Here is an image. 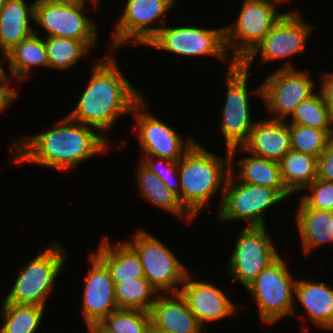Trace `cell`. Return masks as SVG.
Wrapping results in <instances>:
<instances>
[{
	"mask_svg": "<svg viewBox=\"0 0 333 333\" xmlns=\"http://www.w3.org/2000/svg\"><path fill=\"white\" fill-rule=\"evenodd\" d=\"M148 333H169V332L161 331V330H159V329L154 328V327L151 325V327H150Z\"/></svg>",
	"mask_w": 333,
	"mask_h": 333,
	"instance_id": "43",
	"label": "cell"
},
{
	"mask_svg": "<svg viewBox=\"0 0 333 333\" xmlns=\"http://www.w3.org/2000/svg\"><path fill=\"white\" fill-rule=\"evenodd\" d=\"M191 277L192 274L188 272L180 293L203 327L209 322L222 320L236 312V304L234 305L223 290L208 281L199 282Z\"/></svg>",
	"mask_w": 333,
	"mask_h": 333,
	"instance_id": "19",
	"label": "cell"
},
{
	"mask_svg": "<svg viewBox=\"0 0 333 333\" xmlns=\"http://www.w3.org/2000/svg\"><path fill=\"white\" fill-rule=\"evenodd\" d=\"M297 279L296 299L303 305L308 320L324 330H333V288L327 283Z\"/></svg>",
	"mask_w": 333,
	"mask_h": 333,
	"instance_id": "22",
	"label": "cell"
},
{
	"mask_svg": "<svg viewBox=\"0 0 333 333\" xmlns=\"http://www.w3.org/2000/svg\"><path fill=\"white\" fill-rule=\"evenodd\" d=\"M295 213L302 250L306 255L323 244H333V212L297 208Z\"/></svg>",
	"mask_w": 333,
	"mask_h": 333,
	"instance_id": "24",
	"label": "cell"
},
{
	"mask_svg": "<svg viewBox=\"0 0 333 333\" xmlns=\"http://www.w3.org/2000/svg\"><path fill=\"white\" fill-rule=\"evenodd\" d=\"M292 150L319 157L330 136L323 130L305 125L289 124Z\"/></svg>",
	"mask_w": 333,
	"mask_h": 333,
	"instance_id": "34",
	"label": "cell"
},
{
	"mask_svg": "<svg viewBox=\"0 0 333 333\" xmlns=\"http://www.w3.org/2000/svg\"><path fill=\"white\" fill-rule=\"evenodd\" d=\"M19 97L17 89H0V114L8 110L12 102Z\"/></svg>",
	"mask_w": 333,
	"mask_h": 333,
	"instance_id": "39",
	"label": "cell"
},
{
	"mask_svg": "<svg viewBox=\"0 0 333 333\" xmlns=\"http://www.w3.org/2000/svg\"><path fill=\"white\" fill-rule=\"evenodd\" d=\"M316 179L333 182V137L330 138L326 148L318 157Z\"/></svg>",
	"mask_w": 333,
	"mask_h": 333,
	"instance_id": "37",
	"label": "cell"
},
{
	"mask_svg": "<svg viewBox=\"0 0 333 333\" xmlns=\"http://www.w3.org/2000/svg\"><path fill=\"white\" fill-rule=\"evenodd\" d=\"M8 0H0V10L2 9V7L6 4Z\"/></svg>",
	"mask_w": 333,
	"mask_h": 333,
	"instance_id": "46",
	"label": "cell"
},
{
	"mask_svg": "<svg viewBox=\"0 0 333 333\" xmlns=\"http://www.w3.org/2000/svg\"><path fill=\"white\" fill-rule=\"evenodd\" d=\"M290 119L288 124L305 125L323 130L333 137V115L318 90L295 108Z\"/></svg>",
	"mask_w": 333,
	"mask_h": 333,
	"instance_id": "31",
	"label": "cell"
},
{
	"mask_svg": "<svg viewBox=\"0 0 333 333\" xmlns=\"http://www.w3.org/2000/svg\"><path fill=\"white\" fill-rule=\"evenodd\" d=\"M37 29L28 38L22 40L17 46L5 56L8 61L10 74L18 81H24L30 76L34 67H48V58L45 42L39 36Z\"/></svg>",
	"mask_w": 333,
	"mask_h": 333,
	"instance_id": "27",
	"label": "cell"
},
{
	"mask_svg": "<svg viewBox=\"0 0 333 333\" xmlns=\"http://www.w3.org/2000/svg\"><path fill=\"white\" fill-rule=\"evenodd\" d=\"M287 0H244L234 23L224 26L227 53L235 63H240L270 32L281 18L277 4ZM232 49V50H231ZM232 51V55L229 51Z\"/></svg>",
	"mask_w": 333,
	"mask_h": 333,
	"instance_id": "6",
	"label": "cell"
},
{
	"mask_svg": "<svg viewBox=\"0 0 333 333\" xmlns=\"http://www.w3.org/2000/svg\"><path fill=\"white\" fill-rule=\"evenodd\" d=\"M320 77L319 91L322 94L325 104L333 115V72L321 73Z\"/></svg>",
	"mask_w": 333,
	"mask_h": 333,
	"instance_id": "38",
	"label": "cell"
},
{
	"mask_svg": "<svg viewBox=\"0 0 333 333\" xmlns=\"http://www.w3.org/2000/svg\"><path fill=\"white\" fill-rule=\"evenodd\" d=\"M48 67L67 70L91 54V49L82 41L63 37H45Z\"/></svg>",
	"mask_w": 333,
	"mask_h": 333,
	"instance_id": "32",
	"label": "cell"
},
{
	"mask_svg": "<svg viewBox=\"0 0 333 333\" xmlns=\"http://www.w3.org/2000/svg\"><path fill=\"white\" fill-rule=\"evenodd\" d=\"M8 0L0 10V54L6 55L22 40L34 33L30 23L34 21L35 0Z\"/></svg>",
	"mask_w": 333,
	"mask_h": 333,
	"instance_id": "21",
	"label": "cell"
},
{
	"mask_svg": "<svg viewBox=\"0 0 333 333\" xmlns=\"http://www.w3.org/2000/svg\"><path fill=\"white\" fill-rule=\"evenodd\" d=\"M301 332L300 333H307V331H308V327L307 326H304V325H302V327H301V330H300Z\"/></svg>",
	"mask_w": 333,
	"mask_h": 333,
	"instance_id": "45",
	"label": "cell"
},
{
	"mask_svg": "<svg viewBox=\"0 0 333 333\" xmlns=\"http://www.w3.org/2000/svg\"><path fill=\"white\" fill-rule=\"evenodd\" d=\"M249 72L240 63H229L223 77L227 93L220 128L228 150L242 146L248 140L256 121L251 117Z\"/></svg>",
	"mask_w": 333,
	"mask_h": 333,
	"instance_id": "10",
	"label": "cell"
},
{
	"mask_svg": "<svg viewBox=\"0 0 333 333\" xmlns=\"http://www.w3.org/2000/svg\"><path fill=\"white\" fill-rule=\"evenodd\" d=\"M286 199L275 189L239 181L231 172L217 212V222L245 221V226H266L265 213Z\"/></svg>",
	"mask_w": 333,
	"mask_h": 333,
	"instance_id": "7",
	"label": "cell"
},
{
	"mask_svg": "<svg viewBox=\"0 0 333 333\" xmlns=\"http://www.w3.org/2000/svg\"><path fill=\"white\" fill-rule=\"evenodd\" d=\"M284 63L253 92L262 98L266 110L271 113V119L287 120L295 108L312 96L316 89V83L307 70L300 71L289 61Z\"/></svg>",
	"mask_w": 333,
	"mask_h": 333,
	"instance_id": "8",
	"label": "cell"
},
{
	"mask_svg": "<svg viewBox=\"0 0 333 333\" xmlns=\"http://www.w3.org/2000/svg\"><path fill=\"white\" fill-rule=\"evenodd\" d=\"M1 58L6 59V56L2 54V56L0 57V89H14V88L9 87V85L11 83L10 79H12V78H10L8 76L9 74H7L3 65L1 64V61H2Z\"/></svg>",
	"mask_w": 333,
	"mask_h": 333,
	"instance_id": "40",
	"label": "cell"
},
{
	"mask_svg": "<svg viewBox=\"0 0 333 333\" xmlns=\"http://www.w3.org/2000/svg\"><path fill=\"white\" fill-rule=\"evenodd\" d=\"M99 245L93 253L107 266L114 283L144 277L140 257L126 241L112 245L104 235Z\"/></svg>",
	"mask_w": 333,
	"mask_h": 333,
	"instance_id": "23",
	"label": "cell"
},
{
	"mask_svg": "<svg viewBox=\"0 0 333 333\" xmlns=\"http://www.w3.org/2000/svg\"><path fill=\"white\" fill-rule=\"evenodd\" d=\"M46 307L3 302L0 333H35Z\"/></svg>",
	"mask_w": 333,
	"mask_h": 333,
	"instance_id": "29",
	"label": "cell"
},
{
	"mask_svg": "<svg viewBox=\"0 0 333 333\" xmlns=\"http://www.w3.org/2000/svg\"><path fill=\"white\" fill-rule=\"evenodd\" d=\"M287 266L280 254L246 288L265 324H276L286 315L295 316L293 301L297 279H294Z\"/></svg>",
	"mask_w": 333,
	"mask_h": 333,
	"instance_id": "5",
	"label": "cell"
},
{
	"mask_svg": "<svg viewBox=\"0 0 333 333\" xmlns=\"http://www.w3.org/2000/svg\"><path fill=\"white\" fill-rule=\"evenodd\" d=\"M84 1H86V0H84ZM90 3H91V5L93 6V7H97L98 5V2H99V0H88Z\"/></svg>",
	"mask_w": 333,
	"mask_h": 333,
	"instance_id": "44",
	"label": "cell"
},
{
	"mask_svg": "<svg viewBox=\"0 0 333 333\" xmlns=\"http://www.w3.org/2000/svg\"><path fill=\"white\" fill-rule=\"evenodd\" d=\"M175 0H127L119 21L112 30L111 49L121 45H146L160 31L161 27L149 26L157 21L163 23V15L173 8ZM162 18V19H161Z\"/></svg>",
	"mask_w": 333,
	"mask_h": 333,
	"instance_id": "15",
	"label": "cell"
},
{
	"mask_svg": "<svg viewBox=\"0 0 333 333\" xmlns=\"http://www.w3.org/2000/svg\"><path fill=\"white\" fill-rule=\"evenodd\" d=\"M249 154L235 162L239 170L235 173L231 169V173L241 182L275 189L285 199L291 197L282 181L279 162Z\"/></svg>",
	"mask_w": 333,
	"mask_h": 333,
	"instance_id": "26",
	"label": "cell"
},
{
	"mask_svg": "<svg viewBox=\"0 0 333 333\" xmlns=\"http://www.w3.org/2000/svg\"><path fill=\"white\" fill-rule=\"evenodd\" d=\"M310 193L302 194L298 208H312L333 212V182L315 179L304 190Z\"/></svg>",
	"mask_w": 333,
	"mask_h": 333,
	"instance_id": "36",
	"label": "cell"
},
{
	"mask_svg": "<svg viewBox=\"0 0 333 333\" xmlns=\"http://www.w3.org/2000/svg\"><path fill=\"white\" fill-rule=\"evenodd\" d=\"M292 149L291 133L287 120H256L248 140L238 147L229 150L231 169H233L237 152L251 153L255 156L279 162Z\"/></svg>",
	"mask_w": 333,
	"mask_h": 333,
	"instance_id": "18",
	"label": "cell"
},
{
	"mask_svg": "<svg viewBox=\"0 0 333 333\" xmlns=\"http://www.w3.org/2000/svg\"><path fill=\"white\" fill-rule=\"evenodd\" d=\"M94 129L65 115L46 132L11 141L14 152L9 165L35 164L61 173L75 170L81 162L99 153L106 154L113 145Z\"/></svg>",
	"mask_w": 333,
	"mask_h": 333,
	"instance_id": "1",
	"label": "cell"
},
{
	"mask_svg": "<svg viewBox=\"0 0 333 333\" xmlns=\"http://www.w3.org/2000/svg\"><path fill=\"white\" fill-rule=\"evenodd\" d=\"M136 170V182L138 185L139 196L147 202L170 212L171 214L185 219L186 223L191 224L194 217L182 206L179 198L168 187L161 182V179L139 163Z\"/></svg>",
	"mask_w": 333,
	"mask_h": 333,
	"instance_id": "25",
	"label": "cell"
},
{
	"mask_svg": "<svg viewBox=\"0 0 333 333\" xmlns=\"http://www.w3.org/2000/svg\"><path fill=\"white\" fill-rule=\"evenodd\" d=\"M297 12L296 9L284 12L270 32L240 62L246 70H250L259 52L261 64L304 53L314 26L304 22Z\"/></svg>",
	"mask_w": 333,
	"mask_h": 333,
	"instance_id": "14",
	"label": "cell"
},
{
	"mask_svg": "<svg viewBox=\"0 0 333 333\" xmlns=\"http://www.w3.org/2000/svg\"><path fill=\"white\" fill-rule=\"evenodd\" d=\"M145 46L185 57L213 56L225 64L235 63L229 55L224 41V26L207 29L193 26L164 27ZM227 60L229 61L227 63Z\"/></svg>",
	"mask_w": 333,
	"mask_h": 333,
	"instance_id": "11",
	"label": "cell"
},
{
	"mask_svg": "<svg viewBox=\"0 0 333 333\" xmlns=\"http://www.w3.org/2000/svg\"><path fill=\"white\" fill-rule=\"evenodd\" d=\"M131 238L125 241L139 255L144 277L159 294L179 293L189 271L174 252L144 229H138Z\"/></svg>",
	"mask_w": 333,
	"mask_h": 333,
	"instance_id": "9",
	"label": "cell"
},
{
	"mask_svg": "<svg viewBox=\"0 0 333 333\" xmlns=\"http://www.w3.org/2000/svg\"><path fill=\"white\" fill-rule=\"evenodd\" d=\"M151 325L169 333H203L181 293L159 294L150 311Z\"/></svg>",
	"mask_w": 333,
	"mask_h": 333,
	"instance_id": "20",
	"label": "cell"
},
{
	"mask_svg": "<svg viewBox=\"0 0 333 333\" xmlns=\"http://www.w3.org/2000/svg\"><path fill=\"white\" fill-rule=\"evenodd\" d=\"M317 161L318 157L292 149L279 161L282 181L292 195L317 178Z\"/></svg>",
	"mask_w": 333,
	"mask_h": 333,
	"instance_id": "28",
	"label": "cell"
},
{
	"mask_svg": "<svg viewBox=\"0 0 333 333\" xmlns=\"http://www.w3.org/2000/svg\"><path fill=\"white\" fill-rule=\"evenodd\" d=\"M85 1L51 3L35 0L34 21L48 34L46 37H63L82 40L90 49L98 44L97 26L84 13Z\"/></svg>",
	"mask_w": 333,
	"mask_h": 333,
	"instance_id": "12",
	"label": "cell"
},
{
	"mask_svg": "<svg viewBox=\"0 0 333 333\" xmlns=\"http://www.w3.org/2000/svg\"><path fill=\"white\" fill-rule=\"evenodd\" d=\"M99 324L109 333H148L151 317L148 311L117 309Z\"/></svg>",
	"mask_w": 333,
	"mask_h": 333,
	"instance_id": "33",
	"label": "cell"
},
{
	"mask_svg": "<svg viewBox=\"0 0 333 333\" xmlns=\"http://www.w3.org/2000/svg\"><path fill=\"white\" fill-rule=\"evenodd\" d=\"M144 100L142 98L131 113L137 124L136 130L132 132L137 133L142 155L179 161L195 144V139L191 137L183 139L173 127L148 113Z\"/></svg>",
	"mask_w": 333,
	"mask_h": 333,
	"instance_id": "16",
	"label": "cell"
},
{
	"mask_svg": "<svg viewBox=\"0 0 333 333\" xmlns=\"http://www.w3.org/2000/svg\"><path fill=\"white\" fill-rule=\"evenodd\" d=\"M156 159L157 161H154ZM139 162L149 171L156 174L161 179V182L178 196L180 201V177L178 173V161L159 157L156 158L151 155H142Z\"/></svg>",
	"mask_w": 333,
	"mask_h": 333,
	"instance_id": "35",
	"label": "cell"
},
{
	"mask_svg": "<svg viewBox=\"0 0 333 333\" xmlns=\"http://www.w3.org/2000/svg\"><path fill=\"white\" fill-rule=\"evenodd\" d=\"M266 226H244L228 259L230 276L247 288L279 255Z\"/></svg>",
	"mask_w": 333,
	"mask_h": 333,
	"instance_id": "13",
	"label": "cell"
},
{
	"mask_svg": "<svg viewBox=\"0 0 333 333\" xmlns=\"http://www.w3.org/2000/svg\"><path fill=\"white\" fill-rule=\"evenodd\" d=\"M65 248L57 241L29 260L18 276L3 302L40 305L45 307L48 295L55 287L57 277L65 265Z\"/></svg>",
	"mask_w": 333,
	"mask_h": 333,
	"instance_id": "4",
	"label": "cell"
},
{
	"mask_svg": "<svg viewBox=\"0 0 333 333\" xmlns=\"http://www.w3.org/2000/svg\"><path fill=\"white\" fill-rule=\"evenodd\" d=\"M225 153L222 159L195 142L178 161L180 203L195 219L218 191L222 200L231 172L229 150Z\"/></svg>",
	"mask_w": 333,
	"mask_h": 333,
	"instance_id": "3",
	"label": "cell"
},
{
	"mask_svg": "<svg viewBox=\"0 0 333 333\" xmlns=\"http://www.w3.org/2000/svg\"><path fill=\"white\" fill-rule=\"evenodd\" d=\"M113 54L107 52L95 59L91 76L76 107L67 116L89 125L107 137L119 116L132 113L134 106L144 97L120 69Z\"/></svg>",
	"mask_w": 333,
	"mask_h": 333,
	"instance_id": "2",
	"label": "cell"
},
{
	"mask_svg": "<svg viewBox=\"0 0 333 333\" xmlns=\"http://www.w3.org/2000/svg\"><path fill=\"white\" fill-rule=\"evenodd\" d=\"M89 333H109L99 323L91 324L87 327Z\"/></svg>",
	"mask_w": 333,
	"mask_h": 333,
	"instance_id": "41",
	"label": "cell"
},
{
	"mask_svg": "<svg viewBox=\"0 0 333 333\" xmlns=\"http://www.w3.org/2000/svg\"><path fill=\"white\" fill-rule=\"evenodd\" d=\"M41 1H46V2H51V3H74V2L84 1V0H41Z\"/></svg>",
	"mask_w": 333,
	"mask_h": 333,
	"instance_id": "42",
	"label": "cell"
},
{
	"mask_svg": "<svg viewBox=\"0 0 333 333\" xmlns=\"http://www.w3.org/2000/svg\"><path fill=\"white\" fill-rule=\"evenodd\" d=\"M114 292L118 309H137L148 312L159 295L145 277L114 283Z\"/></svg>",
	"mask_w": 333,
	"mask_h": 333,
	"instance_id": "30",
	"label": "cell"
},
{
	"mask_svg": "<svg viewBox=\"0 0 333 333\" xmlns=\"http://www.w3.org/2000/svg\"><path fill=\"white\" fill-rule=\"evenodd\" d=\"M88 261L91 268L84 277L82 314L86 326L100 323L117 310L114 282L107 266L92 252Z\"/></svg>",
	"mask_w": 333,
	"mask_h": 333,
	"instance_id": "17",
	"label": "cell"
}]
</instances>
